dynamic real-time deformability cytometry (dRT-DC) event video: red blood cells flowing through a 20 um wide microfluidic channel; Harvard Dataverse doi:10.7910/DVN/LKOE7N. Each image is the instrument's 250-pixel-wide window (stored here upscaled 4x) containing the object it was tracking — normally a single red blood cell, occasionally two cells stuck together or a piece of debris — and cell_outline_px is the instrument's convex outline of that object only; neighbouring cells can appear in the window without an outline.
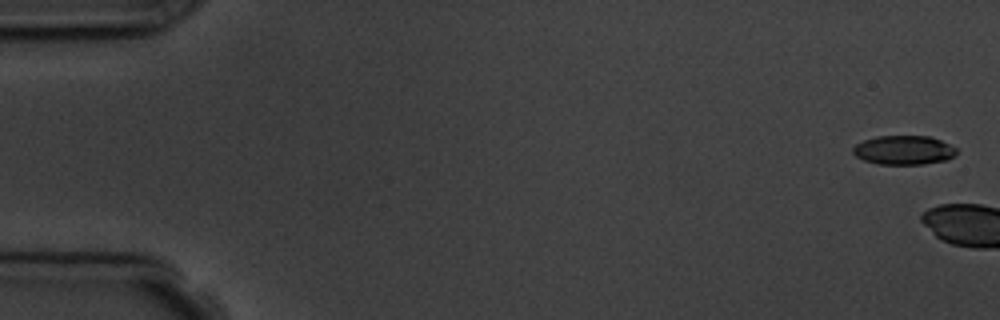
{"species": "common noctule bat (a hibernating species)", "species_latin": "Nyctalus noctula", "temperature_condition": "room temperature", "stored_images_in_passage": 8, "camera_frame_rate_fps": 3000, "um_per_image_px": 0.085, "animal": {"sex": "male", "body_mass_g": 19.5, "forearm_length_mm": 54.6}, "frame": {"image": 1, "passage_image": 1, "time_ms": 0.0, "image_size_px": [1000, 320], "cell_outline_px": [[956, 152], [948, 160], [924, 164], [880, 164], [864, 160], [856, 156], [852, 152], [852, 148], [856, 144], [864, 140], [876, 136], [928, 136], [940, 140], [956, 148]], "centroid_in_image_um": [76.8, 12.76], "position_along_channel_um": 8.2, "area_um2": 17.46}}